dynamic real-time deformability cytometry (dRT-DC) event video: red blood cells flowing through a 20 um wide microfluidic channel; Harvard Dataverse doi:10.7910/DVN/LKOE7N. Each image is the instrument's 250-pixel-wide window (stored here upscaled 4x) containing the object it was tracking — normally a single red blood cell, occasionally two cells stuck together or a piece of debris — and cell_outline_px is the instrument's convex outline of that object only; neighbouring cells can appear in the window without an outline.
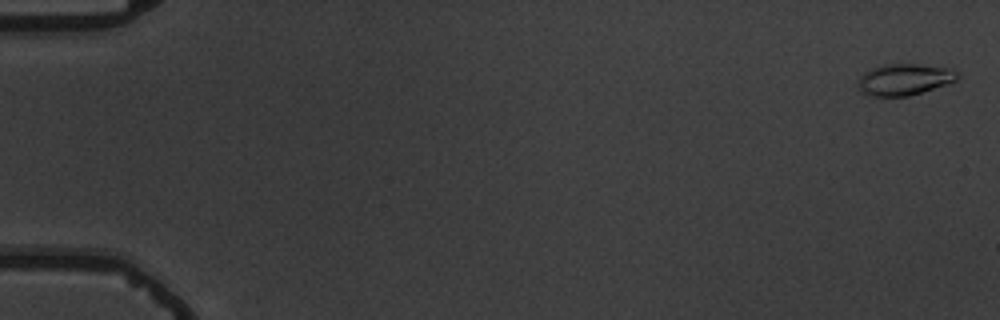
{"species": "common noctule bat (a hibernating species)", "species_latin": "Nyctalus noctula", "temperature_condition": "warm", "stored_images_in_passage": 5, "camera_frame_rate_fps": 3000, "um_per_image_px": 0.085, "animal": {"sex": "male", "body_mass_g": 19.5, "forearm_length_mm": 54.6}, "frame": {"image": 1, "passage_image": 1, "time_ms": 0.0, "image_size_px": [1000, 320], "cell_outline_px": [[960, 76], [956, 80], [948, 84], [908, 96], [872, 96], [864, 92], [856, 84], [856, 80], [864, 72], [872, 68], [888, 64], [916, 64], [948, 68], [956, 72]], "centroid_in_image_um": [76.85, 6.75], "position_along_channel_um": 8.1, "area_um2": 18.03}}
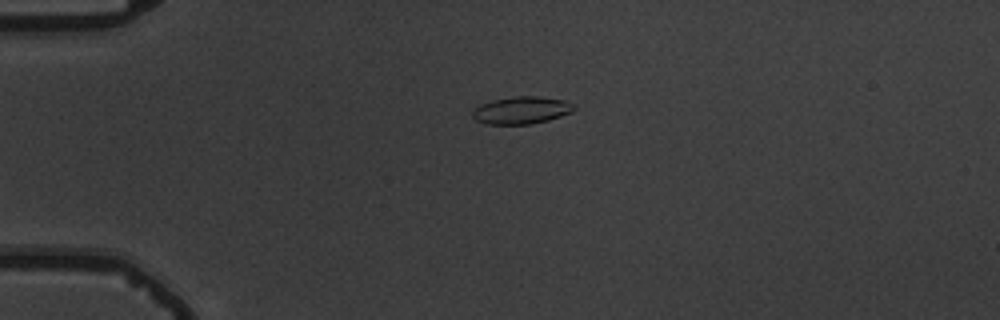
{"frame": {"image": 2, "passage_image": 4, "time_ms": 4.333, "image_size_px": [1000, 320], "cell_outline_px": [[576, 108], [572, 112], [548, 120], [532, 124], [488, 124], [476, 120], [472, 116], [472, 108], [480, 104], [492, 100], [516, 96], [536, 96], [564, 100], [576, 104]], "centroid_in_image_um": [44.32, 9.36], "position_along_channel_um": 40.7, "area_um2": 16.3}}